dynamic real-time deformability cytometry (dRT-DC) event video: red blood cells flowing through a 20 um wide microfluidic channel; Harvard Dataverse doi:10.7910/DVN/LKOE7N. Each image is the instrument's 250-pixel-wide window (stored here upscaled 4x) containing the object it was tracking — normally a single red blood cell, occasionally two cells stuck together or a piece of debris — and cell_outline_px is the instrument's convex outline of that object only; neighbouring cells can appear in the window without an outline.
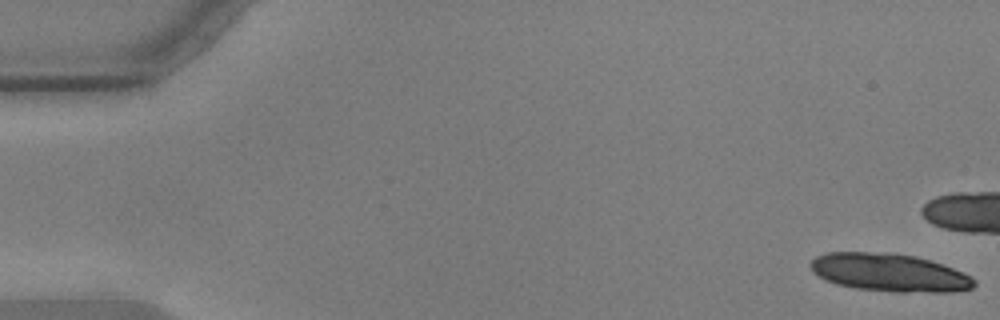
{"species": "common noctule bat (a hibernating species)", "species_latin": "Nyctalus noctula", "temperature_condition": "warm", "stored_images_in_passage": 17, "camera_frame_rate_fps": 3000, "um_per_image_px": 0.085, "animal": {"sex": "male", "body_mass_g": 17.9, "forearm_length_mm": 54.2}, "frame": {"image": 1, "passage_image": 1, "time_ms": 0.0, "image_size_px": [1000, 320], "cell_outline_px": [[976, 284], [972, 288], [952, 292], [896, 292], [856, 288], [836, 284], [824, 280], [812, 272], [808, 264], [816, 256], [828, 252], [892, 252], [916, 256], [952, 268], [972, 276], [976, 280]], "centroid_in_image_um": [75.57, 23.17], "position_along_channel_um": 9.4, "area_um2": 36.47}}